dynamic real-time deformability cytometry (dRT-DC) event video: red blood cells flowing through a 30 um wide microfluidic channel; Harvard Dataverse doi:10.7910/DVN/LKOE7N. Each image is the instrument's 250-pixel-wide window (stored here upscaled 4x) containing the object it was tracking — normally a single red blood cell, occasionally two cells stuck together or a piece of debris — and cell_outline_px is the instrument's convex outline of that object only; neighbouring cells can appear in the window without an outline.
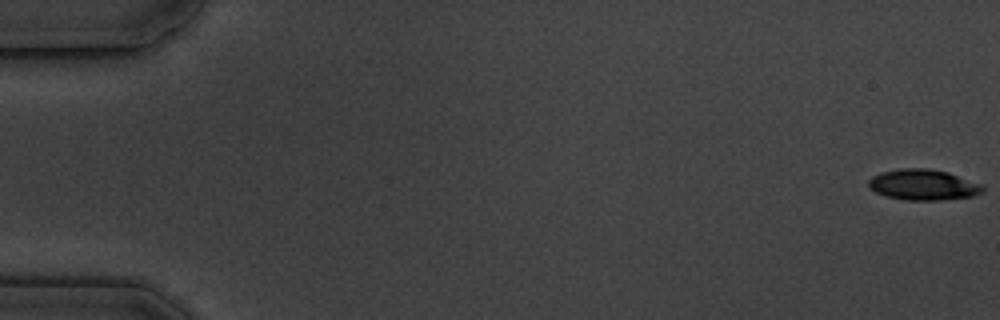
{"species": "common noctule bat (a hibernating species)", "species_latin": "Nyctalus noctula", "temperature_condition": "cold", "stored_images_in_passage": 6, "camera_frame_rate_fps": 3000, "um_per_image_px": 0.085, "animal": {"sex": "male", "body_mass_g": 19.5, "forearm_length_mm": 54.6}, "frame": {"image": 1, "passage_image": 1, "time_ms": 0.0, "image_size_px": [1000, 320], "cell_outline_px": [[984, 192], [976, 196], [940, 200], [904, 200], [888, 196], [876, 192], [868, 188], [868, 180], [872, 176], [880, 172], [900, 168], [928, 168], [948, 172], [984, 184]], "centroid_in_image_um": [78.51, 15.7], "position_along_channel_um": 6.5, "area_um2": 20.81}}
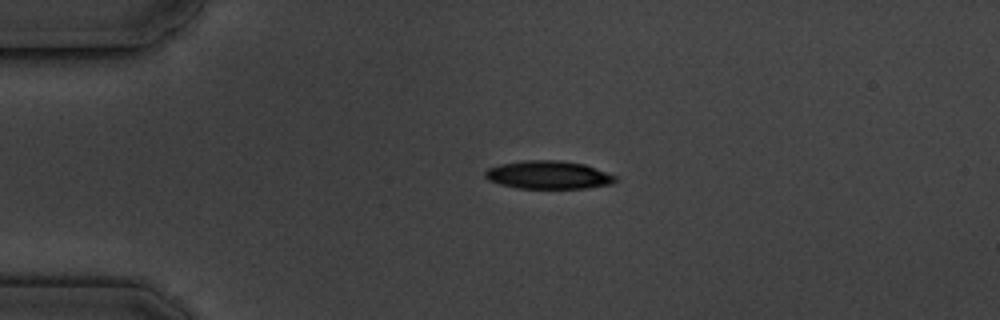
{"frame": {"image": 2, "passage_image": 5, "time_ms": 4.333, "image_size_px": [1000, 320], "cell_outline_px": [[620, 176], [612, 184], [588, 188], [516, 188], [500, 184], [488, 180], [484, 176], [484, 172], [488, 168], [500, 164], [520, 160], [560, 160], [584, 164]], "centroid_in_image_um": [46.63, 14.86], "position_along_channel_um": 38.4, "area_um2": 21.62}}
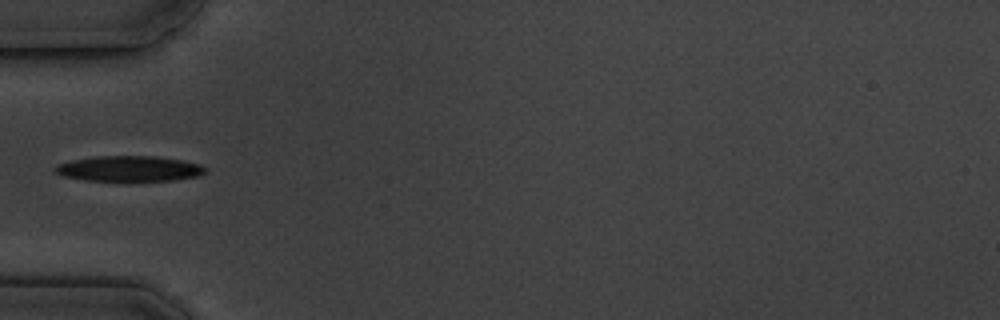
{"frame": {"image": 3, "passage_image": 6, "time_ms": 6.333, "image_size_px": [1000, 320], "cell_outline_px": [[208, 168], [204, 172], [196, 176], [172, 180], [84, 180], [64, 176], [56, 172], [52, 168], [56, 164], [72, 160], [96, 156], [156, 156], [180, 160], [200, 164]], "centroid_in_image_um": [10.94, 14.32], "position_along_channel_um": 74.1, "area_um2": 22.02}}